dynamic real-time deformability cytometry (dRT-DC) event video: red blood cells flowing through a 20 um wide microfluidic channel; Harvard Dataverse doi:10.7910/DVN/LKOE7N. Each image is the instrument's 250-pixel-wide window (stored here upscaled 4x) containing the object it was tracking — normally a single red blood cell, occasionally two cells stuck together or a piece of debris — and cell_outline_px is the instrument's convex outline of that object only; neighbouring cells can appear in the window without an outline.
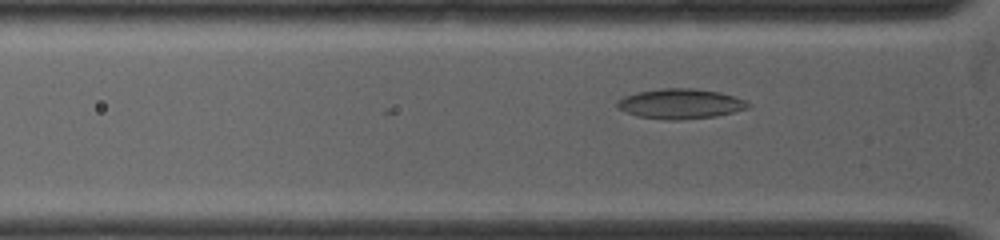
{"species": "common noctule bat (a hibernating species)", "species_latin": "Nyctalus noctula", "temperature_condition": "warm", "stored_images_in_passage": 10, "camera_frame_rate_fps": 5000, "um_per_image_px": 0.085, "animal": {"sex": "female", "body_mass_g": 19.0, "forearm_length_mm": 53.3}, "frame": {"image": 1, "passage_image": 7, "time_ms": 1.2, "image_size_px": [1000, 240], "cell_outline_px": [[752, 104], [748, 108], [716, 116], [676, 120], [672, 120], [636, 116], [620, 108], [616, 104], [616, 100], [624, 96], [636, 92], [660, 88], [696, 88], [720, 92], [744, 100]], "centroid_in_image_um": [57.83, 8.81], "position_along_channel_um": 68.0, "area_um2": 22.77}}